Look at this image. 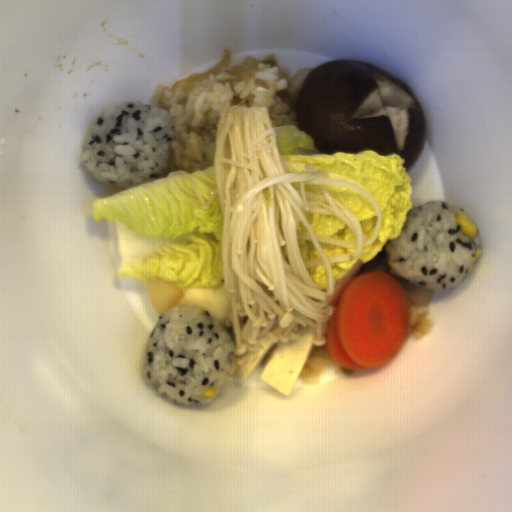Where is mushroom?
Segmentation results:
<instances>
[{
	"mask_svg": "<svg viewBox=\"0 0 512 512\" xmlns=\"http://www.w3.org/2000/svg\"><path fill=\"white\" fill-rule=\"evenodd\" d=\"M296 127L322 154L373 149L402 156L405 172L426 139L425 113L404 82L362 61H324L310 70L296 99Z\"/></svg>",
	"mask_w": 512,
	"mask_h": 512,
	"instance_id": "mushroom-1",
	"label": "mushroom"
}]
</instances>
